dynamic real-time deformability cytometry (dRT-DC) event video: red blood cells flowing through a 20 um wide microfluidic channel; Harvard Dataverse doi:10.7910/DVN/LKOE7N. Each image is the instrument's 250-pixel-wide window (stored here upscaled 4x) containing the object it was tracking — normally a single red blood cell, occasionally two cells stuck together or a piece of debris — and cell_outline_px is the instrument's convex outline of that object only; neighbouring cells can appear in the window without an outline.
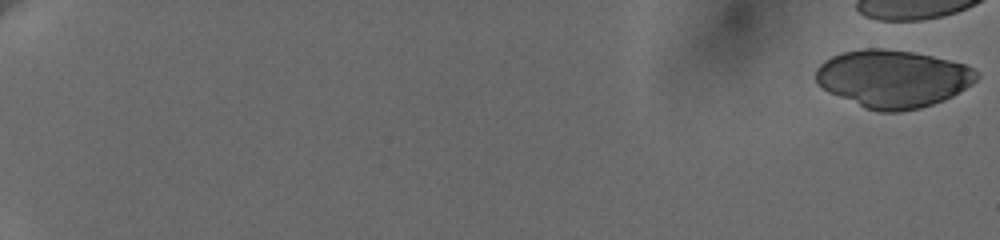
{"species": "human", "species_latin": "Homo sapiens", "temperature_condition": "cold", "stored_images_in_passage": 14, "camera_frame_rate_fps": 3000, "um_per_image_px": 0.085, "donor": {"sex": "female"}, "frame": {"image": 1, "passage_image": 1, "time_ms": 0.0, "image_size_px": [1000, 240], "cell_outline_px": [[980, 76], [972, 84], [952, 96], [944, 100], [920, 108], [900, 112], [880, 112], [864, 108], [828, 92], [816, 84], [816, 68], [824, 60], [832, 56], [844, 52], [864, 48], [880, 48], [912, 52], [932, 56], [964, 64], [972, 68]], "centroid_in_image_um": [75.86, 6.7], "position_along_channel_um": 9.1, "area_um2": 54.04}}